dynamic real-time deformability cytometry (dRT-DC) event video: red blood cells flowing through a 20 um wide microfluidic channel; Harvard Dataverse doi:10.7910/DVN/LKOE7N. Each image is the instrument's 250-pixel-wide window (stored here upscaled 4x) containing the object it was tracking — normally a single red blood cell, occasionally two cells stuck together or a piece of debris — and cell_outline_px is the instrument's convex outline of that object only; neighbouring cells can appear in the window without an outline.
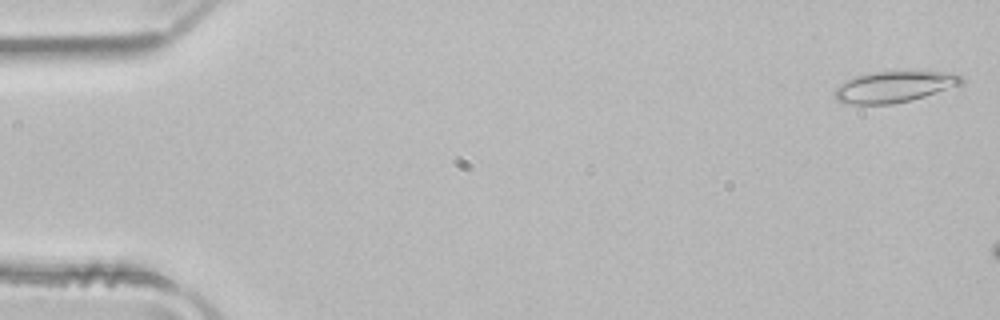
{"species": "common noctule bat (a hibernating species)", "species_latin": "Nyctalus noctula", "temperature_condition": "room temperature", "stored_images_in_passage": 13, "camera_frame_rate_fps": 3000, "um_per_image_px": 0.085, "animal": {"sex": "male", "body_mass_g": 21.5, "forearm_length_mm": 52.0}, "frame": {"image": 1, "passage_image": 1, "time_ms": 0.0, "image_size_px": [1000, 320], "cell_outline_px": [[964, 80], [960, 84], [912, 100], [892, 104], [852, 104], [836, 100], [836, 88], [844, 80], [868, 72], [936, 72], [960, 76]], "centroid_in_image_um": [75.92, 7.38], "position_along_channel_um": 9.1, "area_um2": 22.37}}